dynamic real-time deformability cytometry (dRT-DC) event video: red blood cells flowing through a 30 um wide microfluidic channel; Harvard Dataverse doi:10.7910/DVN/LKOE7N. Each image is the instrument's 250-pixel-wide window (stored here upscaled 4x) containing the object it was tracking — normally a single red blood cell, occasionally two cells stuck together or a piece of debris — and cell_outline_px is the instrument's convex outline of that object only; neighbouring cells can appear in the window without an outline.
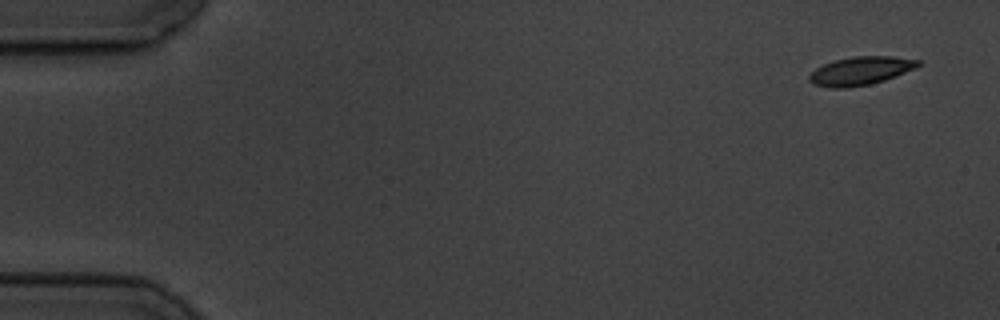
{"species": "common noctule bat (a hibernating species)", "species_latin": "Nyctalus noctula", "temperature_condition": "cold", "stored_images_in_passage": 6, "segment_of_instrument_passage": [1, 2], "camera_frame_rate_fps": 3000, "um_per_image_px": 0.085, "animal": {"sex": "male", "body_mass_g": 19.5, "forearm_length_mm": 54.6}, "frame": {"image": 1, "passage_image": 1, "time_ms": 0.0, "image_size_px": [1000, 320], "cell_outline_px": [[920, 64], [916, 68], [896, 76], [872, 84], [844, 88], [832, 88], [812, 84], [808, 80], [808, 76], [816, 68], [824, 64], [836, 60], [852, 56], [892, 56], [920, 60]], "centroid_in_image_um": [73.15, 6.02], "position_along_channel_um": 11.9, "area_um2": 18.03}}